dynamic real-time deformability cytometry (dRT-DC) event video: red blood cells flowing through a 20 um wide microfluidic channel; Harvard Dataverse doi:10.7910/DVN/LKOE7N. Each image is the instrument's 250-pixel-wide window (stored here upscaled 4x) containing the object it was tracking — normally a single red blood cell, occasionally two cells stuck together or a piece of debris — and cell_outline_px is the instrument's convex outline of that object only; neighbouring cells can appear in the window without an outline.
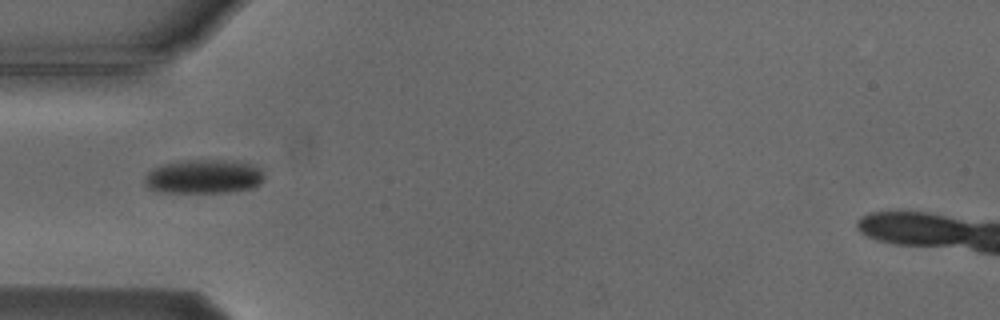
{"species": "Egyptian fruit bat (a non-hibernating species)", "species_latin": "Rousettus aegyptiacus", "temperature_condition": "cold", "stored_images_in_passage": 5, "camera_frame_rate_fps": 3000, "um_per_image_px": 0.085, "animal": {"sex": "male"}, "frame": {"image": 1, "passage_image": 4, "time_ms": 4.333, "image_size_px": [1000, 320], "cell_outline_px": [[264, 180], [260, 184], [252, 188], [228, 192], [164, 192], [148, 188], [144, 180], [144, 176], [152, 168], [160, 164], [176, 160], [248, 160], [260, 168], [264, 172]], "centroid_in_image_um": [17.36, 14.97], "position_along_channel_um": 67.6, "area_um2": 24.39}}
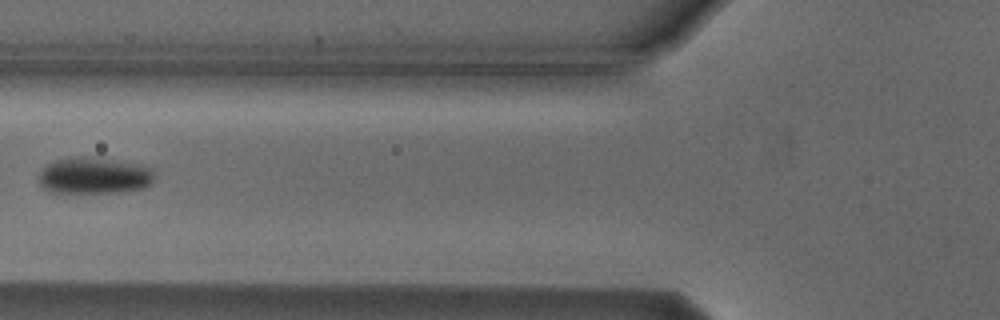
{"frame": {"image": 2, "passage_image": 5, "time_ms": 5.667, "image_size_px": [1000, 320], "cell_outline_px": [[152, 184], [144, 188], [120, 192], [48, 192], [40, 184], [36, 176], [48, 164], [56, 160], [76, 156], [92, 156], [140, 164], [152, 168]], "centroid_in_image_um": [7.99, 14.92], "position_along_channel_um": 117.8, "area_um2": 24.8}}